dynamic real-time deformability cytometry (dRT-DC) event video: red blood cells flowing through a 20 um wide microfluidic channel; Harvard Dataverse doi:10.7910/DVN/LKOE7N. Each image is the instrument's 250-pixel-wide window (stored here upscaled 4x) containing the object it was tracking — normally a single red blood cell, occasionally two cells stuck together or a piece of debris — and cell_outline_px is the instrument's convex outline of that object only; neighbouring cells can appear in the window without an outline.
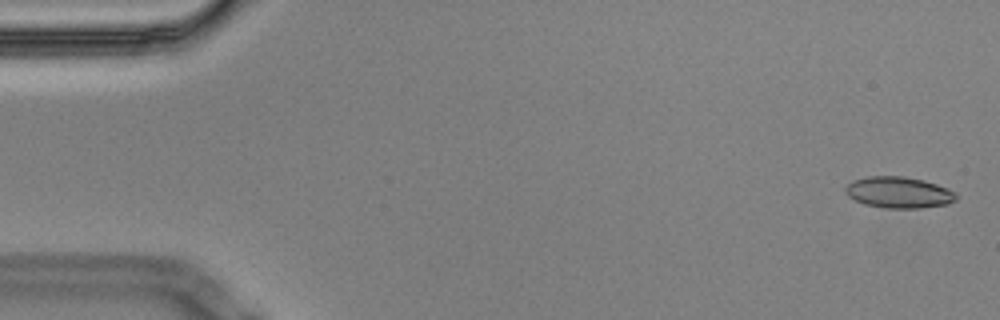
{"species": "Egyptian fruit bat (a non-hibernating species)", "species_latin": "Rousettus aegyptiacus", "temperature_condition": "cold", "stored_images_in_passage": 6, "segment_of_instrument_passage": [2, 2], "camera_frame_rate_fps": 3000, "um_per_image_px": 0.085, "animal": {"sex": "male"}, "frame": {"image": 1, "passage_image": 6, "time_ms": 1.667, "image_size_px": [1000, 320], "cell_outline_px": [[956, 200], [948, 204], [920, 208], [884, 208], [864, 204], [848, 196], [844, 192], [844, 188], [848, 184], [856, 180], [868, 176], [904, 176], [924, 180], [948, 188], [956, 192]], "centroid_in_image_um": [76.41, 16.36], "position_along_channel_um": 8.6, "area_um2": 20.23}}